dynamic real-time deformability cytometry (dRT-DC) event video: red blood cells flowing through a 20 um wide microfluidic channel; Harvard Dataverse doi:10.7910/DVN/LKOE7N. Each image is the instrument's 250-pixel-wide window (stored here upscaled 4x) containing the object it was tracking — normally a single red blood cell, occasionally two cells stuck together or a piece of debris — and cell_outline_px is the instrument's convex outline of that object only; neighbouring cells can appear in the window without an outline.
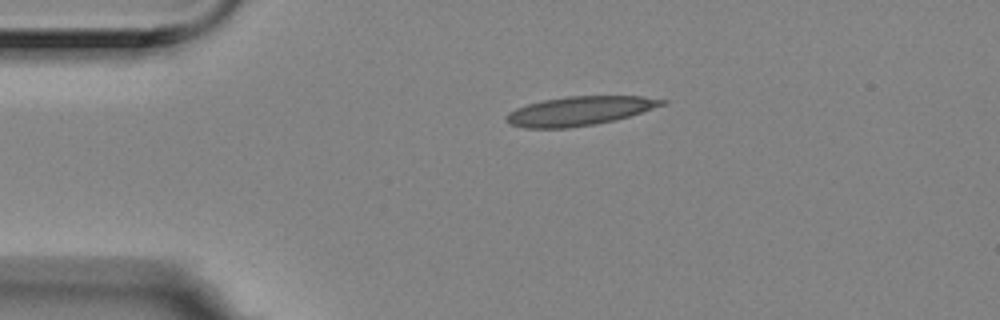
{"species": "Egyptian fruit bat (a non-hibernating species)", "species_latin": "Rousettus aegyptiacus", "temperature_condition": "room temperature", "stored_images_in_passage": 2, "camera_frame_rate_fps": 3000, "um_per_image_px": 0.085, "animal": {"sex": "female"}, "frame": {"image": 1, "passage_image": 1, "time_ms": 0.0, "image_size_px": [1000, 320], "cell_outline_px": [[668, 104], [616, 120], [596, 124], [568, 128], [524, 128], [508, 124], [504, 120], [504, 116], [508, 112], [516, 108], [528, 104], [544, 100], [568, 96], [644, 96], [668, 100]], "centroid_in_image_um": [49.26, 9.43], "position_along_channel_um": 35.7, "area_um2": 26.65}}